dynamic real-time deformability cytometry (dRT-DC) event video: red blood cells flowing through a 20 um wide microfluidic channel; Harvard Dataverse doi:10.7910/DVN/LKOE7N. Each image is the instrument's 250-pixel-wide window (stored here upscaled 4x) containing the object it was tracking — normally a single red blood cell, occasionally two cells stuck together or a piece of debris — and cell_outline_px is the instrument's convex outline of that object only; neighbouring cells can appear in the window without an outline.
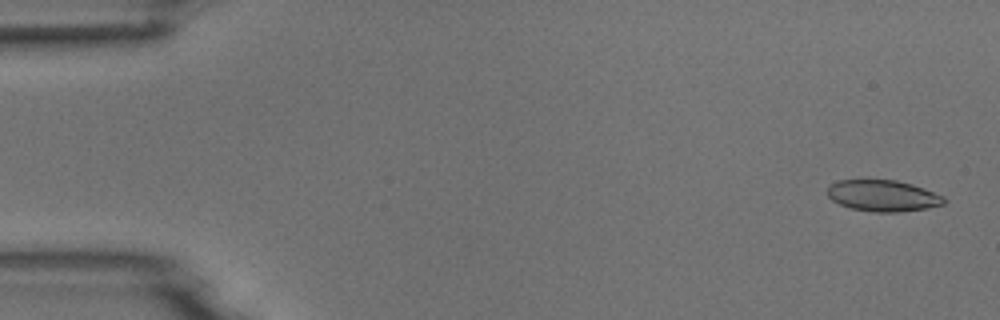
{"species": "common noctule bat (a hibernating species)", "species_latin": "Nyctalus noctula", "temperature_condition": "room temperature", "stored_images_in_passage": 5, "camera_frame_rate_fps": 3000, "um_per_image_px": 0.085, "animal": {"sex": "male", "body_mass_g": 18.8}, "frame": {"image": 1, "passage_image": 1, "time_ms": 0.0, "image_size_px": [1000, 320], "cell_outline_px": [[948, 200], [944, 204], [928, 208], [900, 212], [872, 212], [848, 208], [832, 200], [828, 196], [828, 188], [836, 180], [896, 180], [912, 184], [924, 188], [944, 196]], "centroid_in_image_um": [75.08, 16.65], "position_along_channel_um": 9.9, "area_um2": 21.44}}
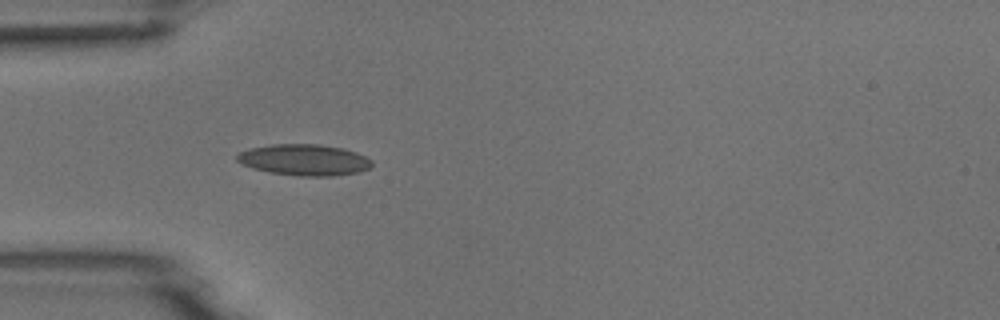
{"frame": {"image": 2, "passage_image": 5, "time_ms": 4.667, "image_size_px": [1000, 320], "cell_outline_px": [[372, 164], [368, 168], [356, 172], [332, 176], [300, 176], [268, 172], [252, 168], [236, 160], [236, 156], [240, 152], [248, 148], [272, 144], [320, 144], [344, 148], [356, 152], [372, 160]], "centroid_in_image_um": [25.84, 13.58], "position_along_channel_um": 59.2, "area_um2": 24.51}}